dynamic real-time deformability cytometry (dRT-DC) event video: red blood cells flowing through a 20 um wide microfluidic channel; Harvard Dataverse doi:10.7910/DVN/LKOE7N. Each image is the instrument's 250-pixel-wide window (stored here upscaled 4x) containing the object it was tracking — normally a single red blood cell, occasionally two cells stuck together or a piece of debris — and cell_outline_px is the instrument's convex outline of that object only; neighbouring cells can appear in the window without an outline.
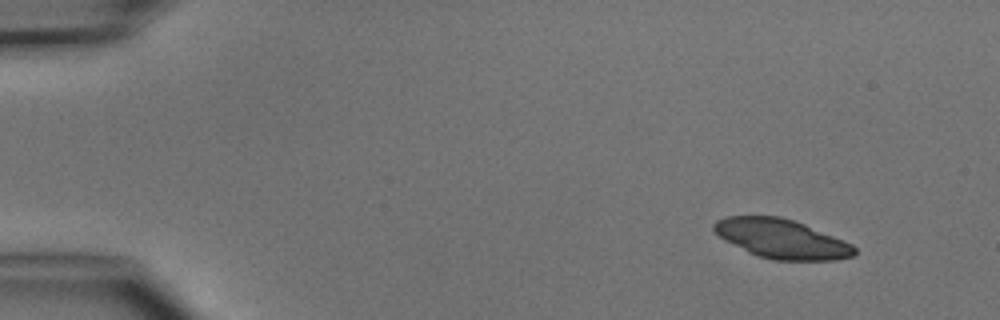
{"species": "common noctule bat (a hibernating species)", "species_latin": "Nyctalus noctula", "temperature_condition": "cold", "stored_images_in_passage": 7, "camera_frame_rate_fps": 3000, "um_per_image_px": 0.085, "animal": {"sex": "male", "body_mass_g": 15.6}, "frame": {"image": 1, "passage_image": 1, "time_ms": 0.0, "image_size_px": [1000, 320], "cell_outline_px": [[856, 256], [836, 260], [772, 260], [748, 252], [724, 240], [712, 228], [712, 224], [716, 220], [728, 216], [780, 216], [804, 224], [844, 240], [852, 244], [856, 248]], "centroid_in_image_um": [66.45, 20.3], "position_along_channel_um": 18.5, "area_um2": 32.08}}
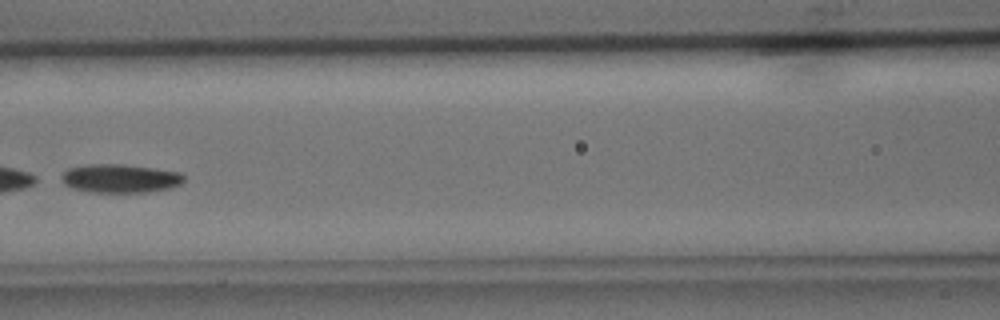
{"frame": {"image": 2, "passage_image": 6, "time_ms": 6.0, "image_size_px": [1000, 320], "cell_outline_px": [[184, 180], [180, 184], [172, 188], [148, 192], [92, 192], [72, 188], [64, 184], [60, 180], [60, 176], [68, 168], [88, 164], [124, 164], [180, 172], [184, 176]], "centroid_in_image_um": [10.19, 15.16], "position_along_channel_um": 156.4, "area_um2": 20.52}}
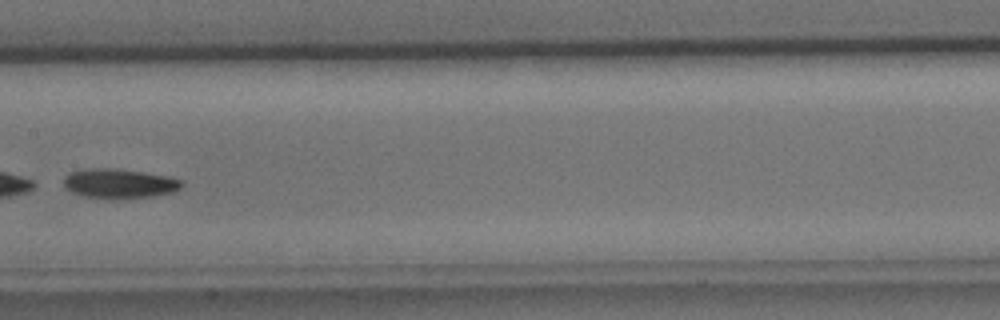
{"frame": {"image": 3, "passage_image": 7, "time_ms": 7.0, "image_size_px": [1000, 320], "cell_outline_px": [[184, 184], [180, 188], [172, 192], [152, 196], [112, 200], [84, 196], [72, 192], [64, 184], [64, 176], [80, 168], [116, 168], [168, 176], [184, 180]], "centroid_in_image_um": [10.14, 15.6], "position_along_channel_um": 197.3, "area_um2": 20.58}}